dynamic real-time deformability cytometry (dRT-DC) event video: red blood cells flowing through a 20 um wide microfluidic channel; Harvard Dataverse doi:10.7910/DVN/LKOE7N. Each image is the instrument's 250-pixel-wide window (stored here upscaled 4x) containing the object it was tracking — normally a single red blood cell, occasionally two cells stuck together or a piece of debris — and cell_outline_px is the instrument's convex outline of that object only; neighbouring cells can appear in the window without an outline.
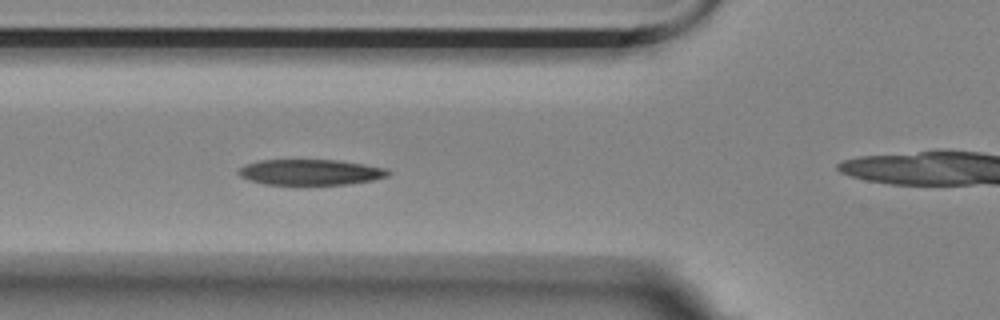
{"species": "Egyptian fruit bat (a non-hibernating species)", "species_latin": "Rousettus aegyptiacus", "temperature_condition": "room temperature", "stored_images_in_passage": 5, "camera_frame_rate_fps": 3000, "um_per_image_px": 0.085, "animal": {"sex": "female"}, "frame": {"image": 1, "passage_image": 3, "time_ms": 0.667, "image_size_px": [1000, 320], "cell_outline_px": [[392, 172], [388, 176], [372, 180], [348, 184], [264, 184], [248, 180], [240, 176], [236, 172], [244, 164], [260, 160], [340, 160], [388, 168]], "centroid_in_image_um": [26.39, 14.63], "position_along_channel_um": 99.4, "area_um2": 22.48}}